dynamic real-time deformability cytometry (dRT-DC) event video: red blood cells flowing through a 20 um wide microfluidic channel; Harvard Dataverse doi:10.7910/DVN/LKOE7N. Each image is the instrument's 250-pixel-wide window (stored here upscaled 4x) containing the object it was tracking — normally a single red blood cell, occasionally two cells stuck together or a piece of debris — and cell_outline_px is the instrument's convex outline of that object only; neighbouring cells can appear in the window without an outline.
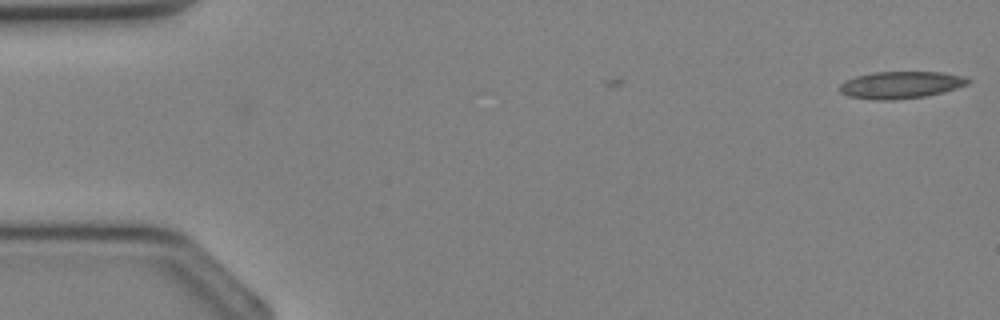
{"species": "Egyptian fruit bat (a non-hibernating species)", "species_latin": "Rousettus aegyptiacus", "temperature_condition": "cold", "stored_images_in_passage": 3, "camera_frame_rate_fps": 3000, "um_per_image_px": 0.085, "animal": {"sex": "female"}, "frame": {"image": 1, "passage_image": 3, "time_ms": 0.667, "image_size_px": [1000, 320], "cell_outline_px": [[972, 80], [968, 84], [956, 88], [924, 96], [892, 100], [876, 100], [848, 96], [840, 92], [840, 84], [844, 80], [856, 76], [872, 72], [944, 72], [964, 76]], "centroid_in_image_um": [76.55, 7.2], "position_along_channel_um": 8.5, "area_um2": 20.23}}